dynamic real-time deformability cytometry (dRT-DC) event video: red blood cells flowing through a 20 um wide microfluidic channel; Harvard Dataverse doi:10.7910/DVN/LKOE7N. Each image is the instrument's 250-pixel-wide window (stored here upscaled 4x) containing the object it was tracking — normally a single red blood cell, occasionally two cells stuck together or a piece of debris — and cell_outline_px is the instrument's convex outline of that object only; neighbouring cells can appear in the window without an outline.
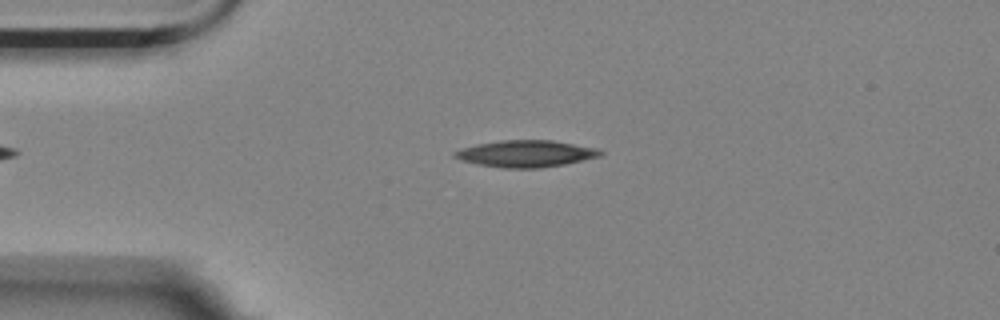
{"species": "Egyptian fruit bat (a non-hibernating species)", "species_latin": "Rousettus aegyptiacus", "temperature_condition": "room temperature", "stored_images_in_passage": 3, "camera_frame_rate_fps": 3000, "um_per_image_px": 0.085, "animal": {"sex": "female"}, "frame": {"image": 1, "passage_image": 1, "time_ms": 0.0, "image_size_px": [1000, 320], "cell_outline_px": [[604, 156], [564, 164], [540, 168], [504, 168], [480, 164], [460, 160], [452, 156], [452, 152], [460, 148], [476, 144], [500, 140], [552, 140], [596, 148], [604, 152]], "centroid_in_image_um": [44.69, 13.06], "position_along_channel_um": 40.3, "area_um2": 22.83}}
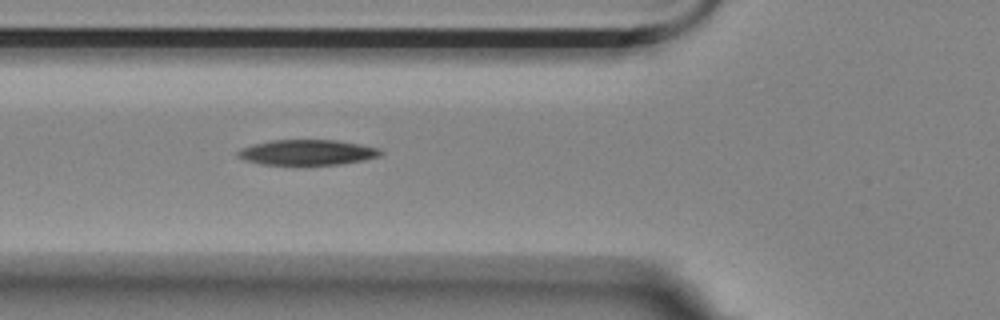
{"frame": {"image": 2, "passage_image": 3, "time_ms": 0.667, "image_size_px": [1000, 320], "cell_outline_px": [[384, 152], [380, 156], [364, 160], [340, 164], [260, 164], [236, 156], [236, 152], [240, 148], [252, 144], [272, 140], [336, 140], [360, 144], [376, 148]], "centroid_in_image_um": [26.1, 12.94], "position_along_channel_um": 99.7, "area_um2": 20.92}}